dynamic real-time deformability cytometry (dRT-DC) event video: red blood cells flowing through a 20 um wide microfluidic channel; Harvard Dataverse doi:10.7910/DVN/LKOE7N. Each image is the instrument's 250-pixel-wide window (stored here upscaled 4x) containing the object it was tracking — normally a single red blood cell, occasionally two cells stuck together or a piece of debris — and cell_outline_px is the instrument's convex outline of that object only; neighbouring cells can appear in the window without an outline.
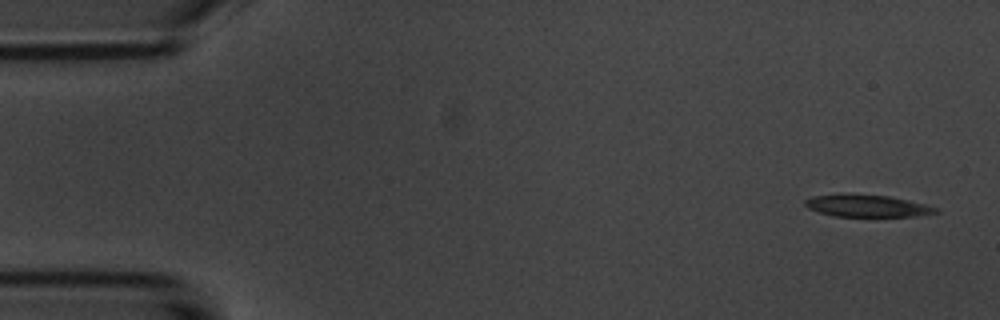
{"species": "common noctule bat (a hibernating species)", "species_latin": "Nyctalus noctula", "temperature_condition": "room temperature", "stored_images_in_passage": 8, "camera_frame_rate_fps": 3000, "um_per_image_px": 0.085, "animal": {"sex": "male", "body_mass_g": 20.1, "forearm_length_mm": 53.5}, "frame": {"image": 1, "passage_image": 1, "time_ms": 0.0, "image_size_px": [1000, 320], "cell_outline_px": [[940, 212], [916, 216], [832, 216], [808, 208], [804, 204], [804, 200], [812, 196], [840, 192], [848, 192], [888, 196], [908, 200], [924, 204], [936, 208]], "centroid_in_image_um": [73.62, 17.46], "position_along_channel_um": 11.4, "area_um2": 17.17}}
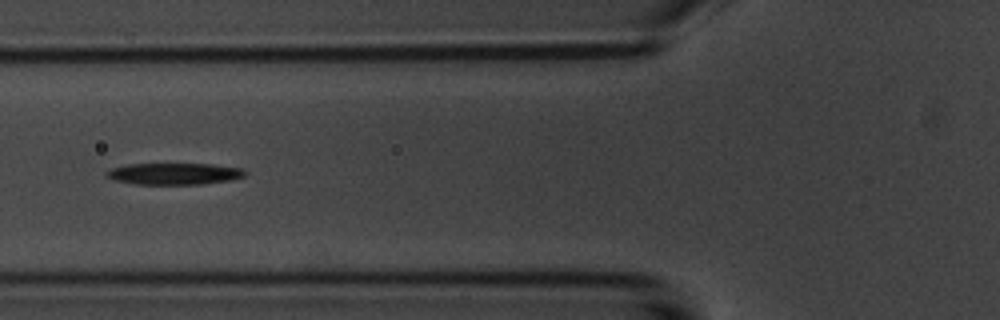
{"frame": {"image": 2, "passage_image": 6, "time_ms": 6.0, "image_size_px": [1000, 320], "cell_outline_px": [[248, 172], [244, 176], [228, 180], [200, 184], [136, 184], [116, 180], [108, 176], [108, 172], [112, 168], [128, 164], [212, 164], [244, 168]], "centroid_in_image_um": [14.88, 14.76], "position_along_channel_um": 110.9, "area_um2": 17.17}}
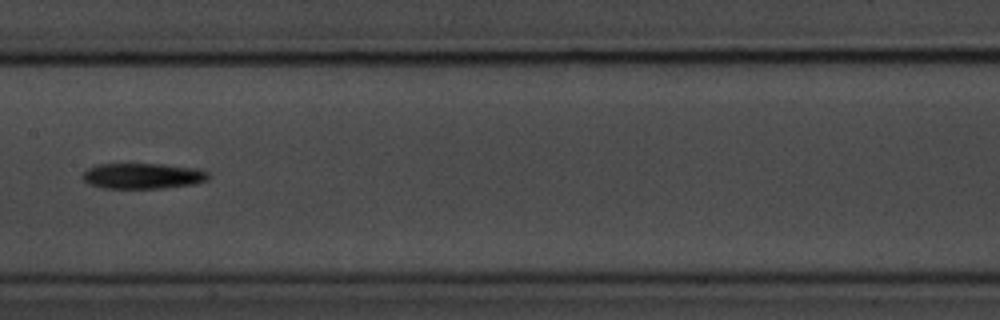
{"frame": {"image": 3, "passage_image": 8, "time_ms": 8.333, "image_size_px": [1000, 320], "cell_outline_px": [[208, 180], [196, 184], [164, 188], [104, 188], [88, 184], [80, 176], [88, 168], [96, 164], [164, 164], [196, 168], [208, 172]], "centroid_in_image_um": [12.13, 14.95], "position_along_channel_um": 195.3, "area_um2": 18.96}}